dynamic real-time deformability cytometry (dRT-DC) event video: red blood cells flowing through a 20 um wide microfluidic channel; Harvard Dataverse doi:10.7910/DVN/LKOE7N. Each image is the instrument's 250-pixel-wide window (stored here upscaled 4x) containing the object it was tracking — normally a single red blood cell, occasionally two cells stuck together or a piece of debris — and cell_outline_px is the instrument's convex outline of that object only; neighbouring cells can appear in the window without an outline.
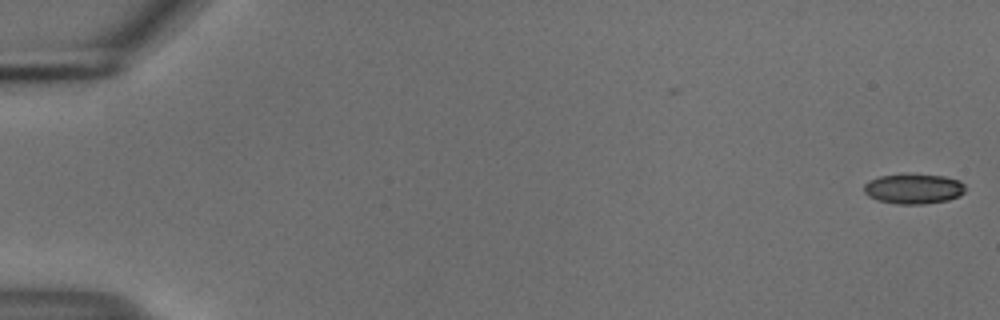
{"species": "common noctule bat (a hibernating species)", "species_latin": "Nyctalus noctula", "temperature_condition": "cold", "stored_images_in_passage": 3, "camera_frame_rate_fps": 3000, "um_per_image_px": 0.085, "animal": {"sex": "male", "body_mass_g": 18.8}, "frame": {"image": 1, "passage_image": 3, "time_ms": 0.667, "image_size_px": [1000, 320], "cell_outline_px": [[964, 192], [960, 196], [948, 200], [924, 204], [896, 204], [876, 200], [868, 196], [864, 192], [864, 184], [868, 180], [880, 176], [944, 176], [960, 180], [964, 184]], "centroid_in_image_um": [77.65, 16.08], "position_along_channel_um": 7.4, "area_um2": 17.4}}